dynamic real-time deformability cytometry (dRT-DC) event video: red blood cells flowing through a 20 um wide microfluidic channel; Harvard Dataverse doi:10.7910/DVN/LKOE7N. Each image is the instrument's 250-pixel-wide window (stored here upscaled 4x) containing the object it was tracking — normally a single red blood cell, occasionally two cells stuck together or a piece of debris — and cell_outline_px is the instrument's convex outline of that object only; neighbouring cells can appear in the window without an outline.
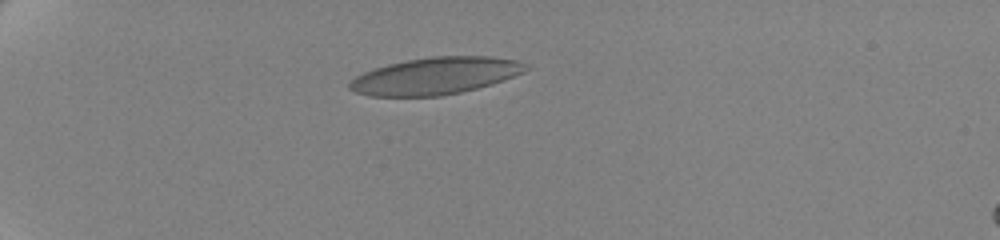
{"species": "human", "species_latin": "Homo sapiens", "temperature_condition": "cold", "stored_images_in_passage": 43, "camera_frame_rate_fps": 3000, "um_per_image_px": 0.085, "donor": {"sex": "female"}, "frame": {"image": 1, "passage_image": 1, "time_ms": 0.0, "image_size_px": [1000, 240], "cell_outline_px": [[528, 68], [524, 72], [476, 88], [460, 92], [440, 96], [372, 96], [356, 92], [348, 88], [348, 84], [356, 76], [364, 72], [388, 64], [408, 60], [432, 56], [492, 56], [520, 60], [528, 64]], "centroid_in_image_um": [37.02, 6.44], "position_along_channel_um": 48.0, "area_um2": 37.69}}
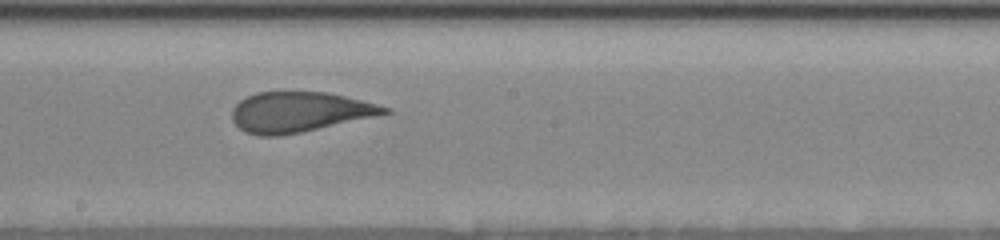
{"frame": {"image": 2, "passage_image": 20, "time_ms": 6.333, "image_size_px": [1000, 240], "cell_outline_px": [[392, 112], [376, 116], [300, 132], [280, 136], [260, 136], [244, 132], [232, 120], [232, 108], [240, 100], [256, 92], [328, 92], [392, 108]], "centroid_in_image_um": [25.42, 9.52], "position_along_channel_um": 222.8, "area_um2": 35.49}}
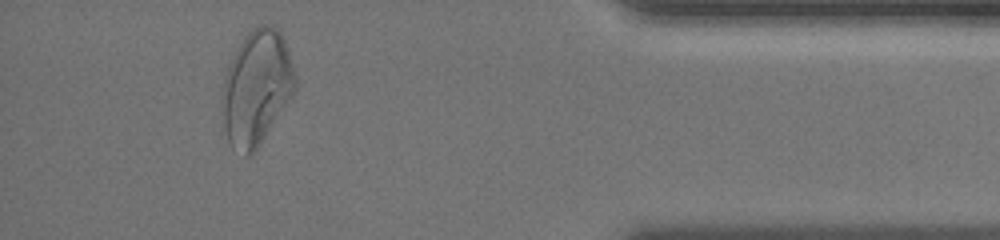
{"frame": {"image": 3, "passage_image": 39, "time_ms": 12.667, "image_size_px": [1000, 240], "cell_outline_px": [[296, 88], [292, 96], [256, 152], [252, 156], [244, 156], [232, 148], [228, 140], [224, 124], [220, 100], [220, 96], [224, 76], [228, 64], [232, 56], [244, 36], [252, 28], [260, 24], [268, 24], [276, 28], [280, 32], [284, 40], [296, 76]], "centroid_in_image_um": [21.78, 7.48], "position_along_channel_um": 413.4, "area_um2": 49.36}, "authors_computed_cell_mechanics": {"area_um2": 37.6856, "velocity_mm_per_s": 3.4991, "shape_relaxation_time_tau1_ms": 7.6322, "shape_relaxation_time_tau2_ms": 0.8566, "deformation_change_tau1": 0.1975, "deformation_change_tau2": 0.0721}}